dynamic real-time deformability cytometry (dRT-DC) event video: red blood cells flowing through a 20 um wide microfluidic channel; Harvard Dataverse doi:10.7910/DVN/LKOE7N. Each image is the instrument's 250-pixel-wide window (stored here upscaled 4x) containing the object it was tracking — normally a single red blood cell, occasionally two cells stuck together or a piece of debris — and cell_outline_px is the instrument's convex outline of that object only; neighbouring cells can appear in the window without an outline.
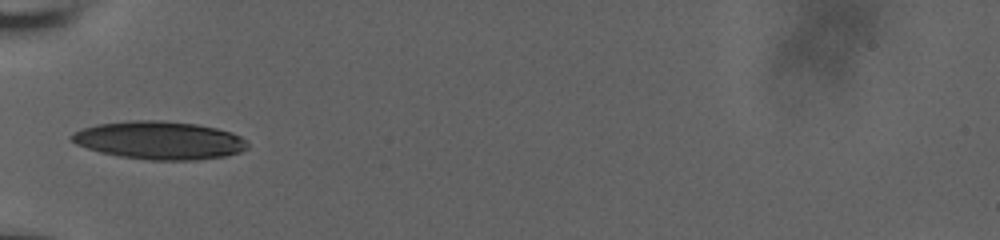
{"species": "human", "species_latin": "Homo sapiens", "temperature_condition": "room temperature", "stored_images_in_passage": 36, "camera_frame_rate_fps": 3000, "um_per_image_px": 0.085, "donor": {"sex": "male"}, "frame": {"image": 1, "passage_image": 1, "time_ms": 0.0, "image_size_px": [1000, 240], "cell_outline_px": [[248, 148], [240, 152], [224, 156], [196, 160], [148, 160], [120, 156], [100, 152], [76, 144], [68, 136], [72, 132], [84, 128], [100, 124], [128, 120], [160, 120], [196, 124], [216, 128], [232, 132], [240, 136], [248, 144]], "centroid_in_image_um": [13.55, 11.92], "position_along_channel_um": 71.5, "area_um2": 38.96}}
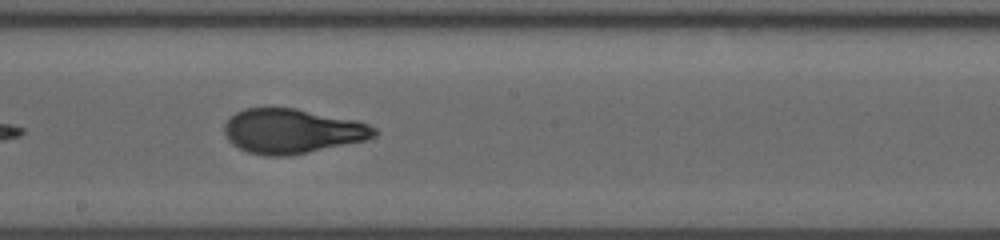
{"frame": {"image": 2, "passage_image": 13, "time_ms": 4.0, "image_size_px": [1000, 240], "cell_outline_px": [[380, 132], [376, 136], [368, 140], [288, 156], [264, 156], [248, 152], [232, 144], [228, 140], [224, 132], [224, 124], [236, 112], [244, 108], [296, 108], [356, 120], [368, 124], [376, 128]], "centroid_in_image_um": [24.86, 11.15], "position_along_channel_um": 223.3, "area_um2": 39.19}}
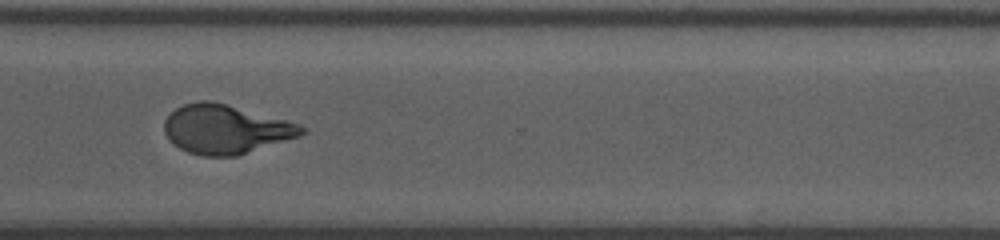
{"frame": {"image": 3, "passage_image": 23, "time_ms": 7.333, "image_size_px": [1000, 240], "cell_outline_px": [[304, 132], [300, 136], [236, 156], [204, 156], [188, 152], [172, 144], [168, 140], [164, 132], [164, 120], [176, 108], [184, 104], [200, 100], [212, 100], [300, 124], [304, 128]], "centroid_in_image_um": [19.14, 10.98], "position_along_channel_um": 351.5, "area_um2": 39.07}, "authors_computed_cell_mechanics": {"area_um2": 39.1884, "velocity_mm_per_s": 3.8458, "shape_relaxation_time_tau1_ms": 4.3203, "shape_relaxation_time_tau2_ms": 0.7946, "deformation_change_tau1": 0.1994, "deformation_change_tau2": 0.0769}}